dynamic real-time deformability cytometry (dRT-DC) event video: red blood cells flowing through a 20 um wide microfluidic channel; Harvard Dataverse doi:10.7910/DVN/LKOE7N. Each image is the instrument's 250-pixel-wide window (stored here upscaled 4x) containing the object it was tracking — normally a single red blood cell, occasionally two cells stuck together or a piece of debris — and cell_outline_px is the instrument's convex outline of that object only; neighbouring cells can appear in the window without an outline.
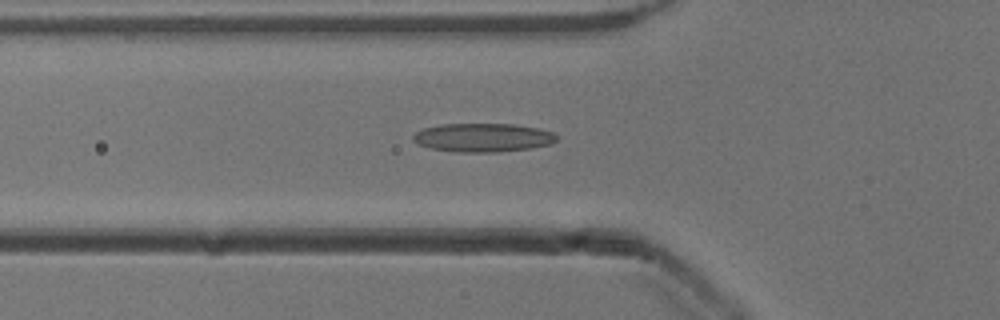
{"species": "common noctule bat (a hibernating species)", "species_latin": "Nyctalus noctula", "temperature_condition": "cold", "stored_images_in_passage": 53, "segment_of_instrument_passage": [1, 2], "camera_frame_rate_fps": 3000, "um_per_image_px": 0.085, "animal": {"sex": "male", "body_mass_g": 13.3}, "frame": {"image": 1, "passage_image": 18, "time_ms": 5.667, "image_size_px": [1000, 320], "cell_outline_px": [[556, 140], [552, 144], [532, 148], [496, 152], [456, 152], [432, 148], [420, 144], [412, 140], [412, 136], [416, 132], [424, 128], [440, 124], [516, 124], [540, 128], [552, 132], [556, 136]], "centroid_in_image_um": [41.07, 11.69], "position_along_channel_um": 84.7, "area_um2": 23.99}}
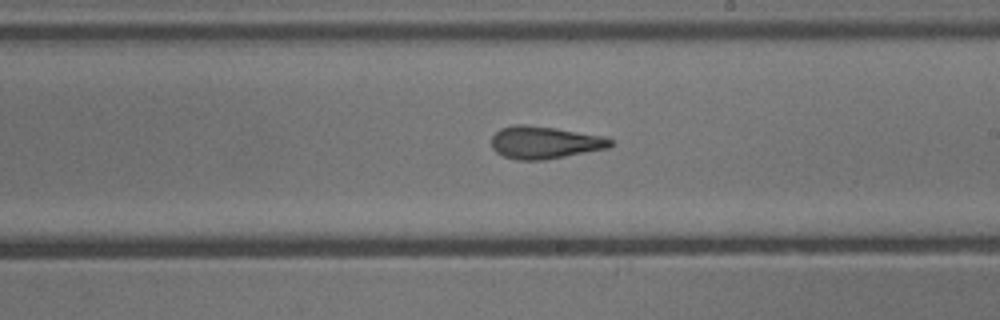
{"frame": {"image": 2, "passage_image": 30, "time_ms": 9.667, "image_size_px": [1000, 320], "cell_outline_px": [[612, 144], [608, 148], [544, 160], [516, 160], [504, 156], [496, 152], [492, 148], [492, 136], [500, 128], [516, 124], [528, 124], [556, 128], [608, 136], [612, 140]], "centroid_in_image_um": [46.3, 12.1], "position_along_channel_um": 242.7, "area_um2": 22.72}}
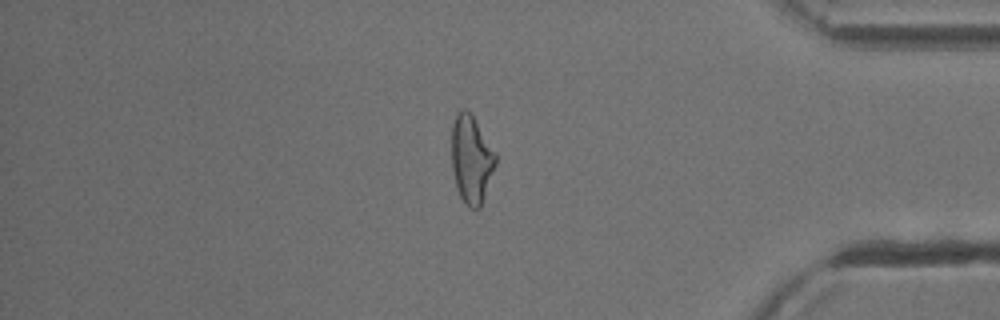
{"frame": {"image": 3, "passage_image": 44, "time_ms": 14.333, "image_size_px": [1000, 320], "cell_outline_px": [[496, 164], [480, 208], [468, 208], [464, 204], [456, 188], [452, 168], [452, 124], [456, 112], [460, 108], [464, 108], [472, 116], [496, 152]], "centroid_in_image_um": [40.05, 13.55], "position_along_channel_um": 395.2, "area_um2": 22.54}}